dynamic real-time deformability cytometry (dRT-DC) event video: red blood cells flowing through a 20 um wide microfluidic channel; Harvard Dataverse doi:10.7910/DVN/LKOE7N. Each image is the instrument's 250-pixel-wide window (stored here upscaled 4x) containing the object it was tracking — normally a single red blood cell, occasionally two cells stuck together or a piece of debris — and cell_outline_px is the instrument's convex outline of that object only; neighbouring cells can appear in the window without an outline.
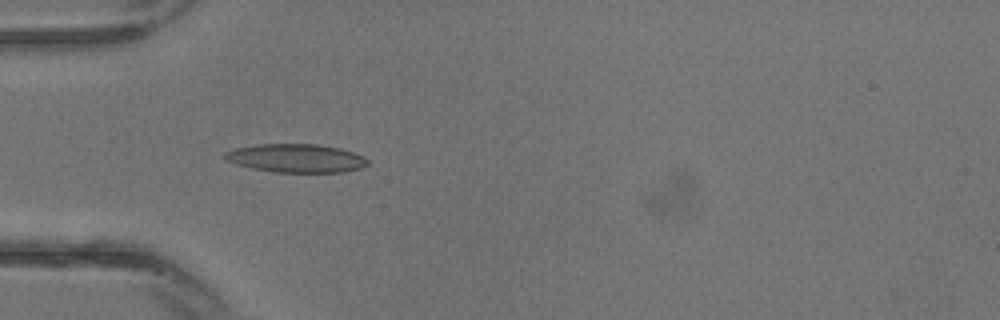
{"species": "common noctule bat (a hibernating species)", "species_latin": "Nyctalus noctula", "temperature_condition": "warm", "stored_images_in_passage": 31, "camera_frame_rate_fps": 3000, "um_per_image_px": 0.085, "animal": {"sex": "male", "body_mass_g": 13.3}, "frame": {"image": 1, "passage_image": 10, "time_ms": 3.0, "image_size_px": [1000, 320], "cell_outline_px": [[368, 164], [360, 168], [344, 172], [272, 172], [252, 168], [236, 164], [228, 160], [224, 156], [224, 152], [236, 148], [256, 144], [316, 144], [340, 148], [364, 156], [368, 160]], "centroid_in_image_um": [25.18, 13.44], "position_along_channel_um": 59.8, "area_um2": 23.64}}
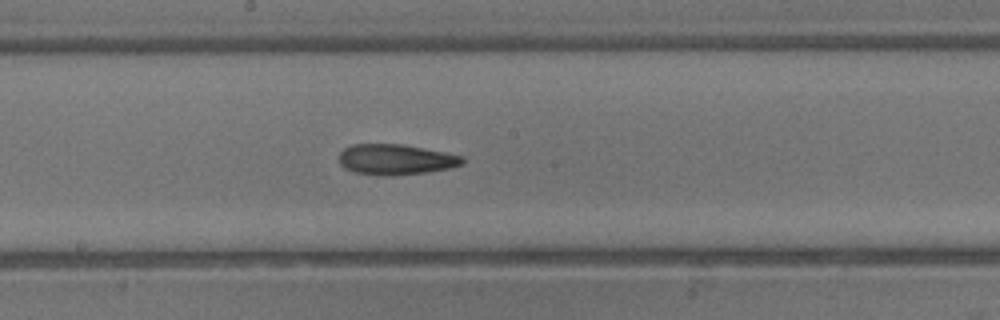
{"frame": {"image": 2, "passage_image": 17, "time_ms": 5.333, "image_size_px": [1000, 320], "cell_outline_px": [[464, 164], [448, 168], [428, 172], [392, 176], [384, 176], [356, 172], [344, 168], [340, 164], [340, 152], [344, 148], [352, 144], [400, 144], [424, 148], [464, 156]], "centroid_in_image_um": [33.64, 13.56], "position_along_channel_um": 214.6, "area_um2": 21.96}}
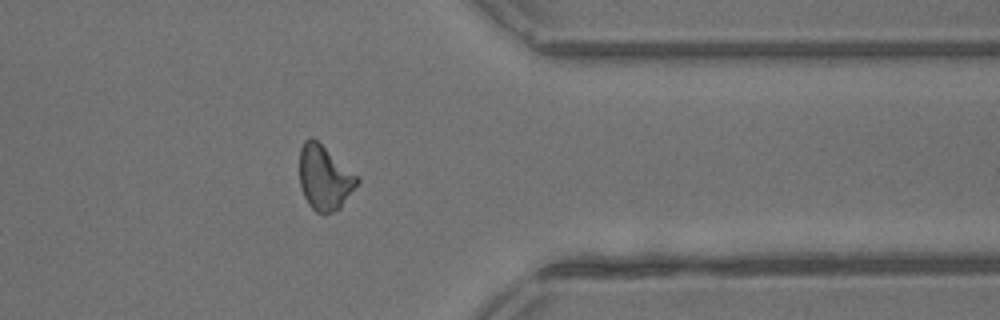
{"frame": {"image": 3, "passage_image": 25, "time_ms": 8.0, "image_size_px": [1000, 320], "cell_outline_px": [[360, 180], [340, 208], [324, 216], [316, 212], [308, 204], [300, 188], [300, 148], [304, 140], [312, 136], [360, 176]], "centroid_in_image_um": [27.59, 15.11], "position_along_channel_um": 383.8, "area_um2": 22.02}}